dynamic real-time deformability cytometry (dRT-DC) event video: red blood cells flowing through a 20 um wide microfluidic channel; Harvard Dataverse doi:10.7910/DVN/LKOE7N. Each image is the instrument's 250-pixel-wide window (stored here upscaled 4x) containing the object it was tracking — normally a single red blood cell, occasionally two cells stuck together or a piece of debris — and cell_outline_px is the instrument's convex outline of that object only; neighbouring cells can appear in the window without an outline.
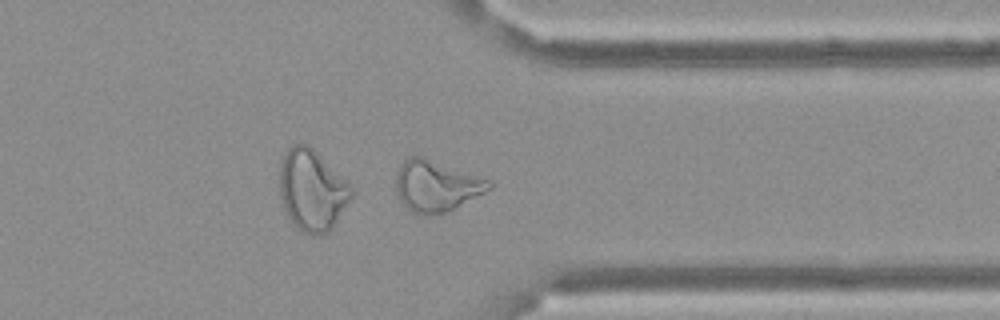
{"species": "Egyptian fruit bat (a non-hibernating species)", "species_latin": "Rousettus aegyptiacus", "temperature_condition": "cold", "stored_images_in_passage": 39, "camera_frame_rate_fps": 3000, "um_per_image_px": 0.085, "frame": {"image": 1, "passage_image": 28, "time_ms": 9.0, "image_size_px": [1000, 320], "cell_outline_px": [[492, 188], [444, 212], [420, 216], [408, 208], [400, 200], [396, 192], [396, 172], [400, 164], [408, 156], [420, 156], [492, 180]], "centroid_in_image_um": [37.05, 15.78], "position_along_channel_um": 374.4, "area_um2": 27.28}, "authors_computed_cell_mechanics": {"area_um2": 22.7154, "velocity_mm_per_s": 3.4, "shape_relaxation_time_tau1_ms": null, "shape_relaxation_time_tau2_ms": 5.1019, "deformation_change_tau1": null, "deformation_change_tau2": 0.1528}}